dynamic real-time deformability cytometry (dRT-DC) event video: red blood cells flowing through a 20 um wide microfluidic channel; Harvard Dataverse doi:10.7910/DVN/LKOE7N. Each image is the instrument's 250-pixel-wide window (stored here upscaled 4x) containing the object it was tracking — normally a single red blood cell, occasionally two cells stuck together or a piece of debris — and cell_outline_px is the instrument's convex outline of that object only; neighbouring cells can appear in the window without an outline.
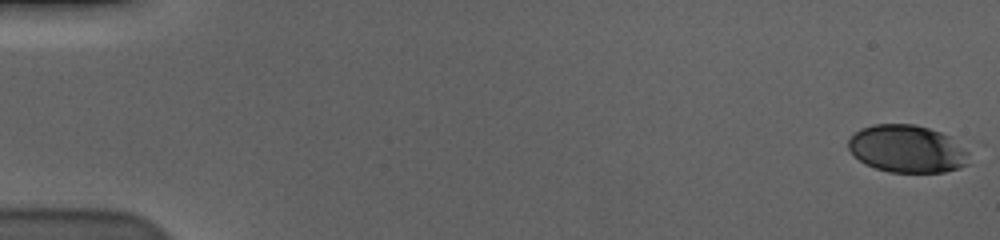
{"species": "human", "species_latin": "Homo sapiens", "temperature_condition": "cold", "stored_images_in_passage": 59, "camera_frame_rate_fps": 3000, "um_per_image_px": 0.085, "donor": {"sex": "male"}, "frame": {"image": 1, "passage_image": 1, "time_ms": 0.0, "image_size_px": [1000, 240], "cell_outline_px": [[968, 164], [960, 168], [944, 172], [888, 172], [864, 164], [848, 148], [848, 140], [860, 128], [872, 124], [916, 124], [940, 132], [948, 136], [968, 152]], "centroid_in_image_um": [77.08, 12.65], "position_along_channel_um": 7.9, "area_um2": 33.29}}
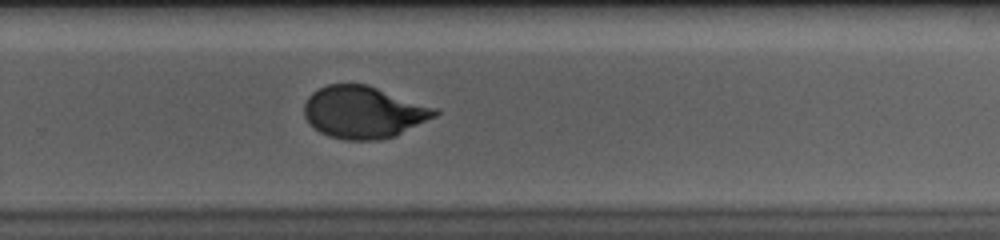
{"frame": {"image": 2, "passage_image": 40, "time_ms": 13.0, "image_size_px": [1000, 240], "cell_outline_px": [[440, 112], [436, 116], [396, 136], [380, 140], [348, 140], [328, 136], [320, 132], [304, 116], [304, 104], [308, 96], [312, 92], [328, 84], [368, 84], [436, 108]], "centroid_in_image_um": [30.91, 9.54], "position_along_channel_um": 298.9, "area_um2": 39.65}}
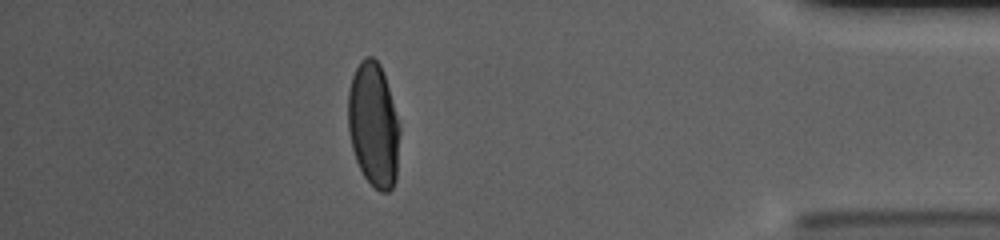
{"frame": {"image": 3, "passage_image": 52, "time_ms": 17.0, "image_size_px": [1000, 240], "cell_outline_px": [[400, 132], [396, 180], [392, 188], [388, 192], [380, 192], [364, 176], [356, 160], [352, 148], [348, 128], [348, 92], [352, 76], [360, 60], [364, 56], [372, 56], [380, 64], [388, 88], [400, 128]], "centroid_in_image_um": [31.74, 10.62], "position_along_channel_um": 403.5, "area_um2": 37.34}, "authors_computed_cell_mechanics": {"area_um2": 38.7838, "velocity_mm_per_s": 3.5707, "shape_relaxation_time_tau1_ms": 3.7243, "shape_relaxation_time_tau2_ms": null, "deformation_change_tau1": 0.1652, "deformation_change_tau2": null}}